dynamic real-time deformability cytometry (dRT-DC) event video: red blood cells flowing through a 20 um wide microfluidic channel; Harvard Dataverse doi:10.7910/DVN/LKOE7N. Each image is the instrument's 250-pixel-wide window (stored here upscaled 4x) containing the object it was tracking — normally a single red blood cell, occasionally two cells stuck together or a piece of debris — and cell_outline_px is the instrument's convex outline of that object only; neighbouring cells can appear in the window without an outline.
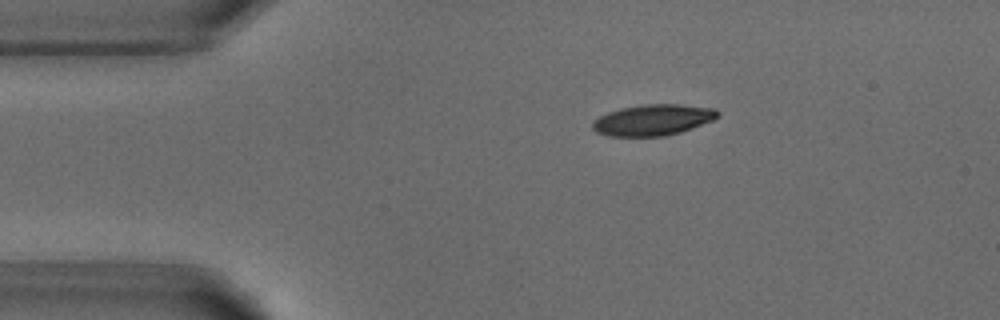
{"species": "common noctule bat (a hibernating species)", "species_latin": "Nyctalus noctula", "temperature_condition": "warm", "stored_images_in_passage": 2, "camera_frame_rate_fps": 3000, "um_per_image_px": 0.085, "animal": {"sex": "male", "body_mass_g": 18.8}, "frame": {"image": 1, "passage_image": 1, "time_ms": 0.0, "image_size_px": [1000, 320], "cell_outline_px": [[720, 112], [712, 120], [692, 128], [680, 132], [664, 136], [608, 136], [596, 132], [592, 128], [592, 124], [600, 116], [608, 112], [620, 108], [644, 104], [680, 104], [716, 108]], "centroid_in_image_um": [55.5, 10.19], "position_along_channel_um": 29.5, "area_um2": 22.54}}